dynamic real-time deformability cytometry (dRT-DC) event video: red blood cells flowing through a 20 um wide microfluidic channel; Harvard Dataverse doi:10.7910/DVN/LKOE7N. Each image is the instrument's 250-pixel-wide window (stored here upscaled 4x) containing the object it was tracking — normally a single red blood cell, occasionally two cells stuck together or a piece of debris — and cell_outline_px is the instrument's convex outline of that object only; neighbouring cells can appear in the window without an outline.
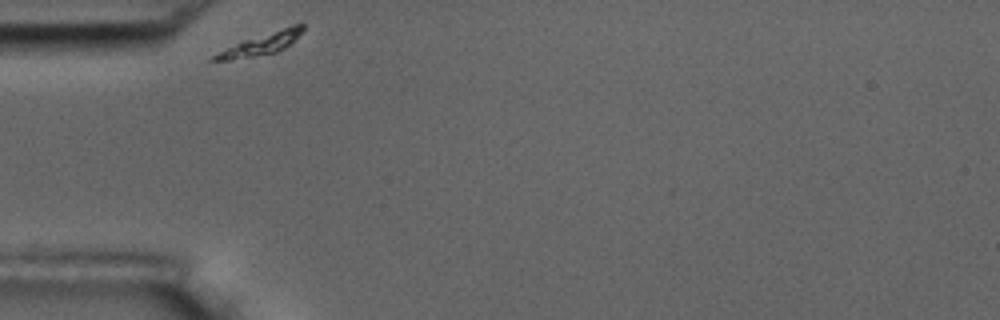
{"species": "common noctule bat (a hibernating species)", "species_latin": "Nyctalus noctula", "temperature_condition": "room temperature", "stored_images_in_passage": 4, "camera_frame_rate_fps": 3000, "um_per_image_px": 0.085, "animal": {"sex": "male", "body_mass_g": 17.5, "forearm_length_mm": 52.3}, "frame": {"image": 1, "passage_image": 1, "time_ms": 0.0, "image_size_px": [1000, 320], "cell_outline_px": [[304, 28], [284, 48], [276, 52], [232, 60], [208, 60], [212, 56], [244, 40], [292, 24], [304, 24]], "centroid_in_image_um": [22.18, 3.73], "position_along_channel_um": 62.8, "area_um2": 10.64}}
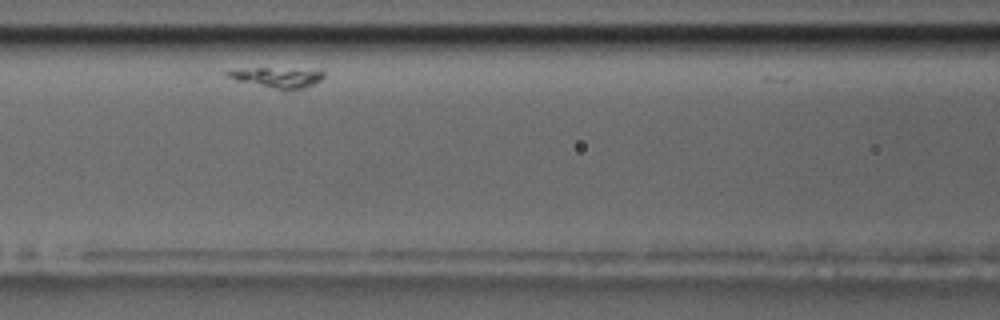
{"frame": {"image": 2, "passage_image": 3, "time_ms": 3.0, "image_size_px": [1000, 320], "cell_outline_px": [[324, 76], [320, 80], [304, 88], [276, 88], [236, 80], [228, 76], [224, 72], [240, 68], [268, 68], [324, 72]], "centroid_in_image_um": [23.49, 6.56], "position_along_channel_um": 143.1, "area_um2": 10.52}}
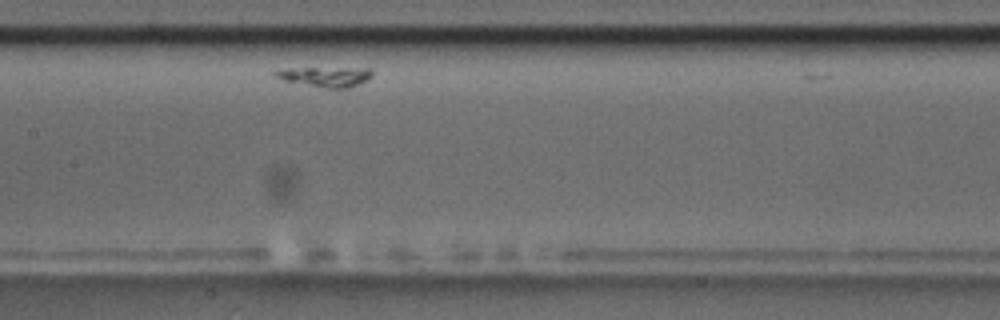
{"frame": {"image": 3, "passage_image": 4, "time_ms": 4.333, "image_size_px": [1000, 320], "cell_outline_px": [[372, 76], [368, 80], [348, 88], [328, 88], [284, 80], [276, 76], [272, 72], [288, 68], [368, 68], [372, 72]], "centroid_in_image_um": [27.71, 6.5], "position_along_channel_um": 179.7, "area_um2": 11.04}}